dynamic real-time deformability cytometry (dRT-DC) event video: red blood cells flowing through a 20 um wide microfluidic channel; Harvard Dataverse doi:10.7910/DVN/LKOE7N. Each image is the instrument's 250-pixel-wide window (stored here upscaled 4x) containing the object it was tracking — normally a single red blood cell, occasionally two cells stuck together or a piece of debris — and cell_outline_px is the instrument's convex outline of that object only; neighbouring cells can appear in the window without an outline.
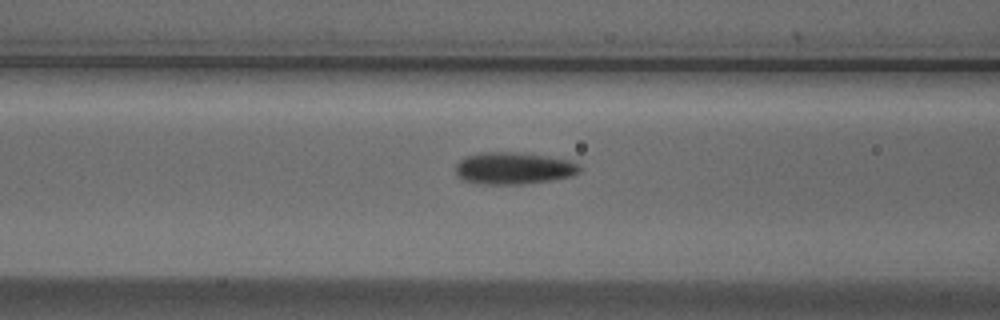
{"species": "Egyptian fruit bat (a non-hibernating species)", "species_latin": "Rousettus aegyptiacus", "temperature_condition": "cold", "stored_images_in_passage": 7, "camera_frame_rate_fps": 3000, "um_per_image_px": 0.085, "animal": {"sex": "male"}, "frame": {"image": 1, "passage_image": 5, "time_ms": 1.333, "image_size_px": [1000, 320], "cell_outline_px": [[580, 172], [572, 176], [552, 180], [524, 184], [484, 184], [460, 180], [456, 176], [456, 164], [464, 156], [484, 152], [512, 152], [548, 156], [568, 160], [580, 164]], "centroid_in_image_um": [43.64, 14.31], "position_along_channel_um": 123.0, "area_um2": 23.29}}